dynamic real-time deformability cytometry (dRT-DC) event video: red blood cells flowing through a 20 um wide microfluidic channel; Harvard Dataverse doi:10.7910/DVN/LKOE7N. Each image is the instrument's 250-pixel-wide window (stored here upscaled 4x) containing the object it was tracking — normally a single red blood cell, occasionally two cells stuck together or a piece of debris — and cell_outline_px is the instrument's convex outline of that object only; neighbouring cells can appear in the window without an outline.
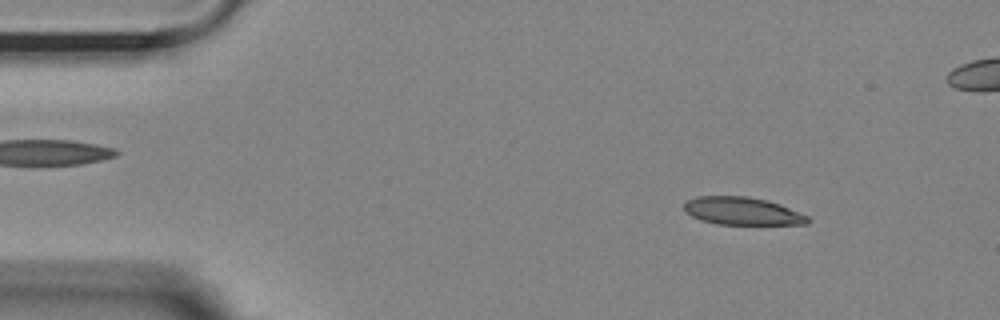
{"species": "Egyptian fruit bat (a non-hibernating species)", "species_latin": "Rousettus aegyptiacus", "temperature_condition": "room temperature", "stored_images_in_passage": 54, "camera_frame_rate_fps": 3000, "um_per_image_px": 0.085, "animal": {"sex": "female"}, "frame": {"image": 1, "passage_image": 6, "time_ms": 1.667, "image_size_px": [1000, 320], "cell_outline_px": [[812, 220], [808, 224], [716, 224], [700, 220], [692, 216], [684, 208], [684, 200], [696, 196], [748, 196], [780, 204], [808, 216]], "centroid_in_image_um": [63.08, 17.94], "position_along_channel_um": 21.9, "area_um2": 20.0}}
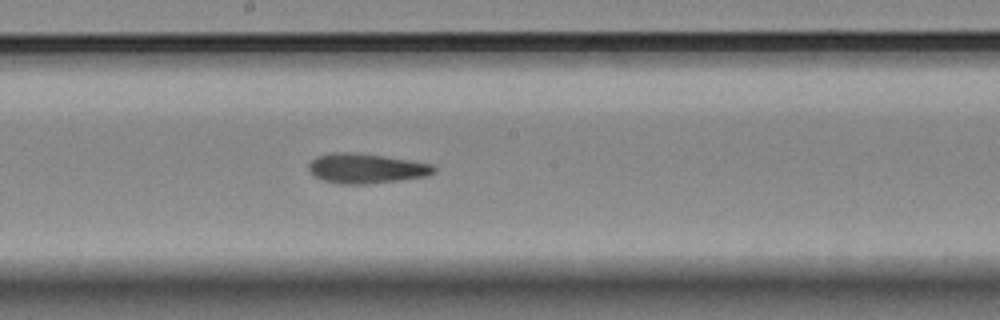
{"frame": {"image": 2, "passage_image": 28, "time_ms": 9.0, "image_size_px": [1000, 320], "cell_outline_px": [[436, 172], [428, 176], [364, 184], [340, 184], [320, 180], [308, 168], [308, 164], [316, 156], [332, 152], [356, 152], [384, 156], [432, 164], [436, 168]], "centroid_in_image_um": [31.1, 14.31], "position_along_channel_um": 217.1, "area_um2": 21.73}}
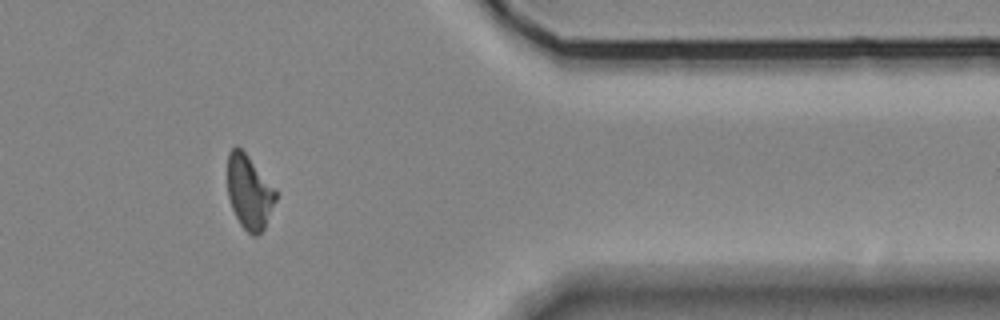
{"frame": {"image": 3, "passage_image": 44, "time_ms": 14.333, "image_size_px": [1000, 320], "cell_outline_px": [[276, 200], [264, 228], [256, 236], [252, 236], [240, 224], [232, 208], [228, 196], [228, 152], [236, 144], [248, 156], [276, 188]], "centroid_in_image_um": [21.19, 16.31], "position_along_channel_um": 390.2, "area_um2": 20.69}, "authors_computed_cell_mechanics": {"area_um2": 21.2415, "velocity_mm_per_s": 3.6442, "shape_relaxation_time_tau1_ms": null, "shape_relaxation_time_tau2_ms": 4.1966, "deformation_change_tau1": null, "deformation_change_tau2": 0.1417}}